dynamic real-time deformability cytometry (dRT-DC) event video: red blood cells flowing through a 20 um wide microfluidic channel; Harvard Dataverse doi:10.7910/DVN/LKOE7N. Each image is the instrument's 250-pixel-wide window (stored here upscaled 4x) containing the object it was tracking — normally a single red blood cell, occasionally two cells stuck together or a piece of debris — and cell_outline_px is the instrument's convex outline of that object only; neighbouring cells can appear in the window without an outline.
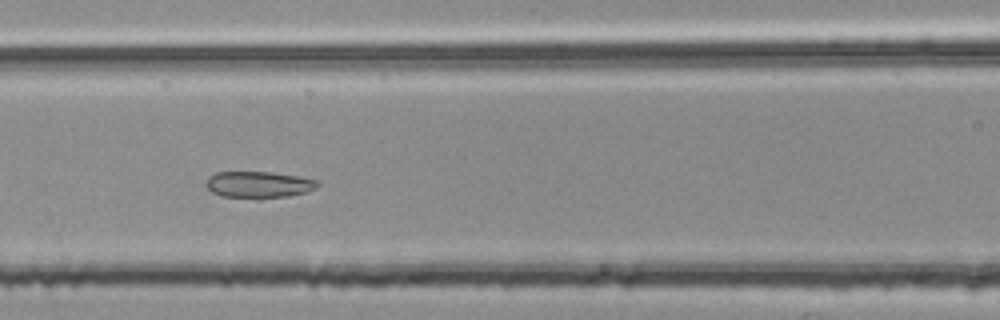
{"species": "common noctule bat (a hibernating species)", "species_latin": "Nyctalus noctula", "temperature_condition": "room temperature", "stored_images_in_passage": 38, "camera_frame_rate_fps": 3000, "um_per_image_px": 0.085, "animal": {"sex": "female", "body_mass_g": 25.1}, "frame": {"image": 1, "passage_image": 9, "time_ms": 2.667, "image_size_px": [1000, 320], "cell_outline_px": [[320, 184], [316, 188], [308, 192], [288, 196], [260, 200], [256, 200], [220, 196], [212, 192], [204, 184], [208, 176], [216, 172], [272, 172], [296, 176], [316, 180]], "centroid_in_image_um": [21.95, 15.72], "position_along_channel_um": 144.6, "area_um2": 17.8}}
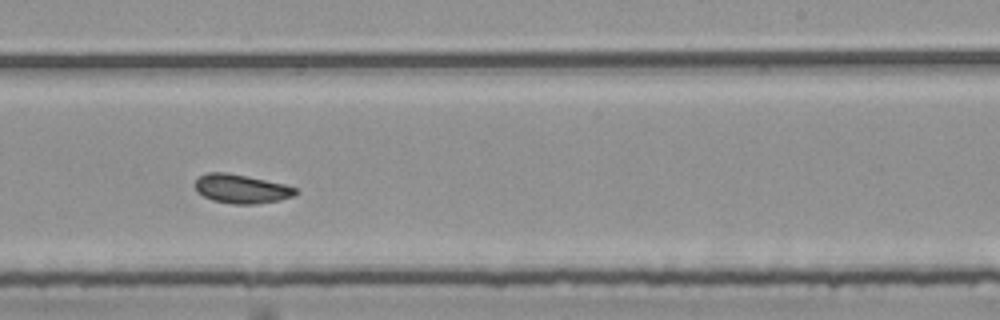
{"frame": {"image": 2, "passage_image": 19, "time_ms": 6.0, "image_size_px": [1000, 320], "cell_outline_px": [[300, 192], [292, 196], [280, 200], [256, 204], [232, 204], [212, 200], [196, 192], [196, 180], [200, 176], [208, 172], [224, 172], [284, 184], [296, 188]], "centroid_in_image_um": [20.52, 16.06], "position_along_channel_um": 268.5, "area_um2": 16.76}}
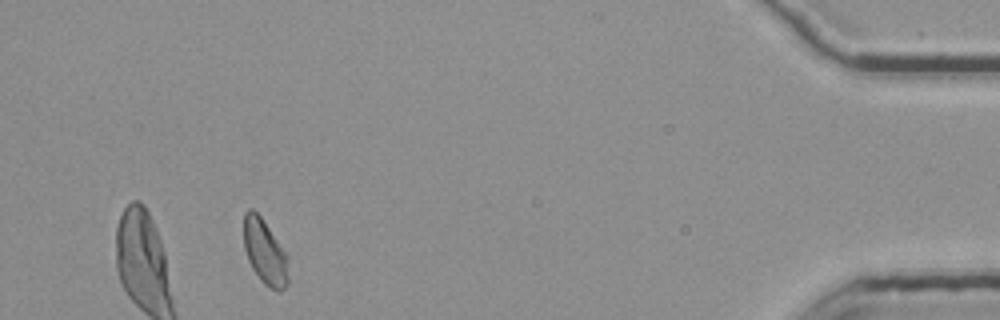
{"frame": {"image": 3, "passage_image": 36, "time_ms": 11.667, "image_size_px": [1000, 320], "cell_outline_px": [[288, 284], [280, 292], [276, 292], [268, 288], [260, 280], [252, 268], [248, 260], [244, 248], [244, 212], [248, 208], [252, 208], [260, 216], [288, 256]], "centroid_in_image_um": [22.52, 21.47], "position_along_channel_um": 412.7, "area_um2": 16.99}, "authors_computed_cell_mechanics": {"area_um2": 16.9932, "velocity_mm_per_s": 3.7312, "shape_relaxation_time_tau1_ms": 4.8801, "shape_relaxation_time_tau2_ms": 1.6907, "deformation_change_tau1": 0.0766, "deformation_change_tau2": 0.069}}